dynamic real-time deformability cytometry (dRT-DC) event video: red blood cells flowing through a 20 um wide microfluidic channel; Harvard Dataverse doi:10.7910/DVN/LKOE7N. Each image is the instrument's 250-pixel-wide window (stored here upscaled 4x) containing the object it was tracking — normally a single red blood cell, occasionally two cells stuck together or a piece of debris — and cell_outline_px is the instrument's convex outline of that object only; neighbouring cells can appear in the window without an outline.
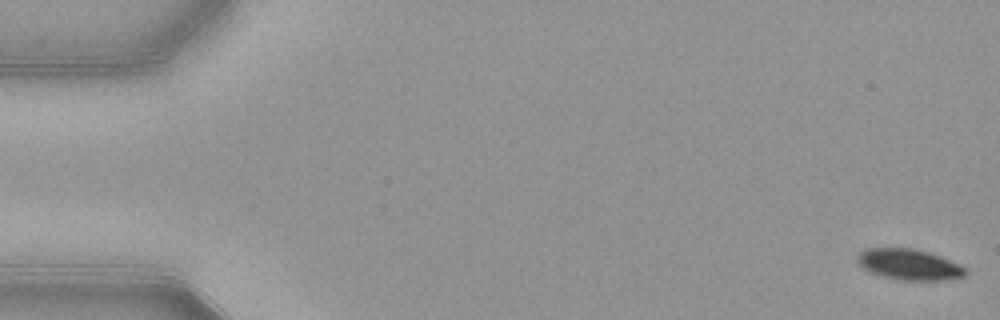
{"species": "common noctule bat (a hibernating species)", "species_latin": "Nyctalus noctula", "temperature_condition": "warm", "stored_images_in_passage": 53, "camera_frame_rate_fps": 3000, "um_per_image_px": 0.085, "animal": {"sex": "female", "body_mass_g": 21.9}, "frame": {"image": 1, "passage_image": 1, "time_ms": 0.0, "image_size_px": [1000, 320], "cell_outline_px": [[968, 276], [948, 280], [900, 280], [868, 272], [856, 260], [856, 256], [864, 248], [912, 248], [928, 252], [940, 256], [960, 264], [968, 272]], "centroid_in_image_um": [77.3, 22.48], "position_along_channel_um": 7.7, "area_um2": 19.59}}
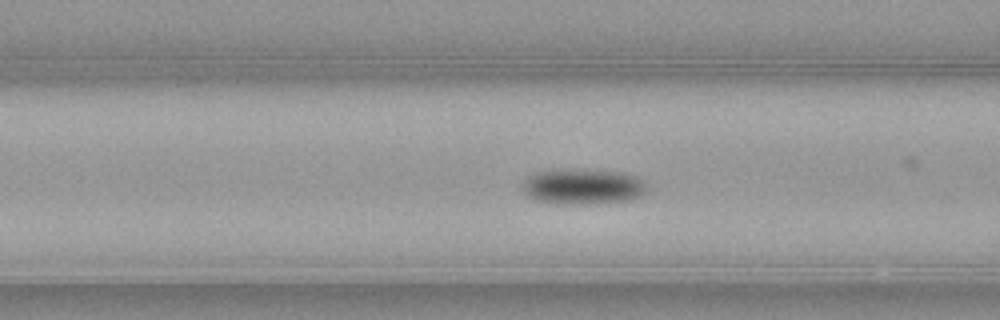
{"frame": {"image": 2, "passage_image": 21, "time_ms": 6.667, "image_size_px": [1000, 320], "cell_outline_px": [[648, 184], [644, 192], [640, 196], [632, 200], [592, 204], [556, 204], [536, 200], [528, 196], [524, 192], [524, 180], [540, 172], [620, 172], [636, 176], [644, 180]], "centroid_in_image_um": [49.63, 15.93], "position_along_channel_um": 117.0, "area_um2": 24.74}}
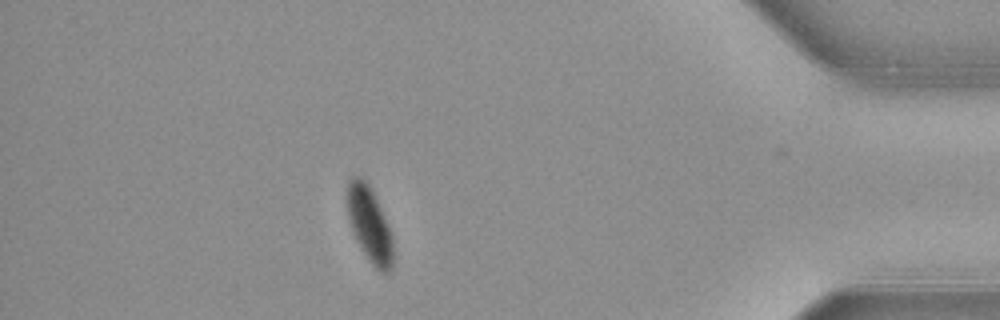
{"frame": {"image": 3, "passage_image": 47, "time_ms": 15.333, "image_size_px": [1000, 320], "cell_outline_px": [[392, 268], [388, 272], [380, 272], [368, 260], [360, 248], [352, 232], [348, 220], [344, 196], [348, 180], [352, 176], [360, 176], [368, 184], [380, 208], [392, 236]], "centroid_in_image_um": [31.33, 19.05], "position_along_channel_um": 403.9, "area_um2": 20.29}, "authors_computed_cell_mechanics": {"area_um2": 22.7154, "velocity_mm_per_s": 3.8628, "shape_relaxation_time_tau1_ms": 3.7168, "shape_relaxation_time_tau2_ms": null, "deformation_change_tau1": 0.1283, "deformation_change_tau2": null}}